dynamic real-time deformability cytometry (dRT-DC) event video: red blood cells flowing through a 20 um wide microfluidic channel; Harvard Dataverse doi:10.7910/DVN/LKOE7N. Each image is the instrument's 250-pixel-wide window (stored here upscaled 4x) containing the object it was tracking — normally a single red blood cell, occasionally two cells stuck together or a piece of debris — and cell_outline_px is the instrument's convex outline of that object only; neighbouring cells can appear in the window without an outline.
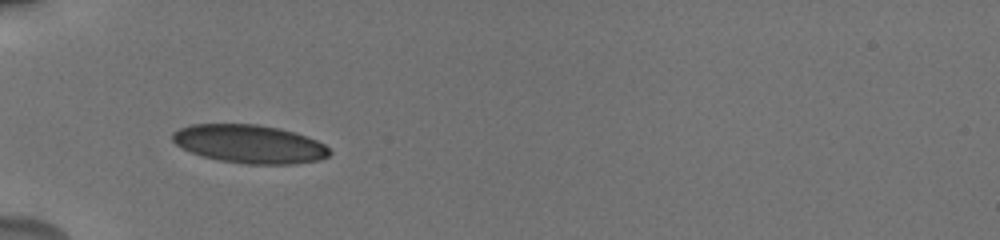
{"species": "human", "species_latin": "Homo sapiens", "temperature_condition": "cold", "stored_images_in_passage": 14, "camera_frame_rate_fps": 3000, "um_per_image_px": 0.085, "donor": {"sex": "male"}, "frame": {"image": 1, "passage_image": 1, "time_ms": 0.0, "image_size_px": [1000, 240], "cell_outline_px": [[332, 152], [328, 156], [320, 160], [296, 164], [248, 164], [220, 160], [204, 156], [192, 152], [176, 144], [172, 140], [172, 132], [180, 128], [192, 124], [256, 124], [280, 128], [296, 132], [316, 140], [324, 144]], "centroid_in_image_um": [21.24, 12.23], "position_along_channel_um": 63.8, "area_um2": 35.08}}
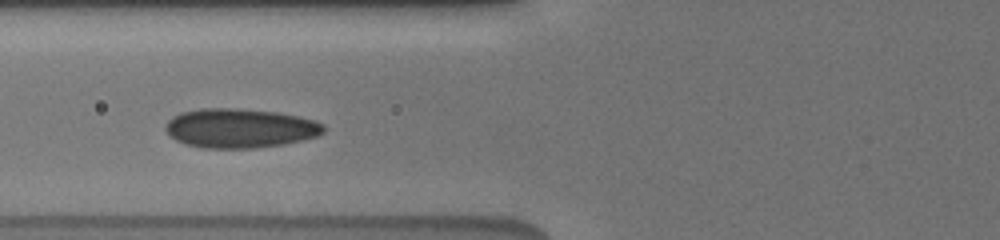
{"frame": {"image": 2, "passage_image": 6, "time_ms": 1.333, "image_size_px": [1000, 240], "cell_outline_px": [[324, 132], [316, 136], [284, 144], [256, 148], [200, 148], [176, 140], [164, 128], [168, 120], [172, 116], [180, 112], [200, 108], [236, 108], [276, 112], [300, 116], [316, 120], [324, 124]], "centroid_in_image_um": [20.4, 10.89], "position_along_channel_um": 105.4, "area_um2": 36.3}}
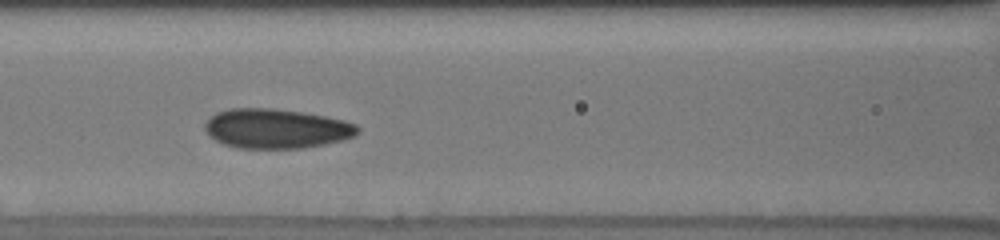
{"frame": {"image": 3, "passage_image": 9, "time_ms": 2.333, "image_size_px": [1000, 240], "cell_outline_px": [[360, 132], [356, 136], [344, 140], [304, 148], [240, 148], [224, 144], [208, 136], [204, 128], [204, 124], [216, 112], [228, 108], [276, 108], [324, 116], [344, 120], [356, 124], [360, 128]], "centroid_in_image_um": [23.5, 10.93], "position_along_channel_um": 143.1, "area_um2": 35.43}}